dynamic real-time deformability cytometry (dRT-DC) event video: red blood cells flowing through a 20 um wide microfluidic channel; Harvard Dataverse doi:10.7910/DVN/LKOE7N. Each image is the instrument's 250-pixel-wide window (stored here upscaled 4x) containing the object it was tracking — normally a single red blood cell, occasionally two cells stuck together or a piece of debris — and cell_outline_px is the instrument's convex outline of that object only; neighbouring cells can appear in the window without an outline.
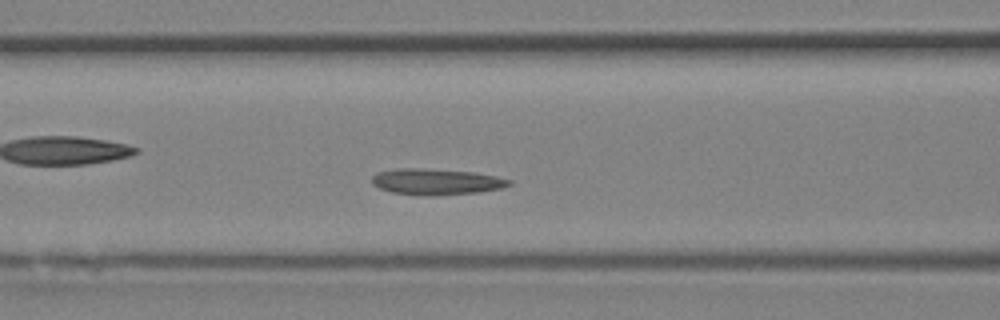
{"species": "Egyptian fruit bat (a non-hibernating species)", "species_latin": "Rousettus aegyptiacus", "temperature_condition": "room temperature", "stored_images_in_passage": 30, "camera_frame_rate_fps": 3000, "um_per_image_px": 0.085, "animal": {"sex": "female"}, "frame": {"image": 1, "passage_image": 9, "time_ms": 2.667, "image_size_px": [1000, 320], "cell_outline_px": [[512, 184], [500, 188], [476, 192], [432, 196], [428, 196], [392, 192], [380, 188], [372, 184], [372, 176], [376, 172], [396, 168], [412, 168], [476, 172], [496, 176], [512, 180]], "centroid_in_image_um": [37.06, 15.44], "position_along_channel_um": 129.5, "area_um2": 20.75}}
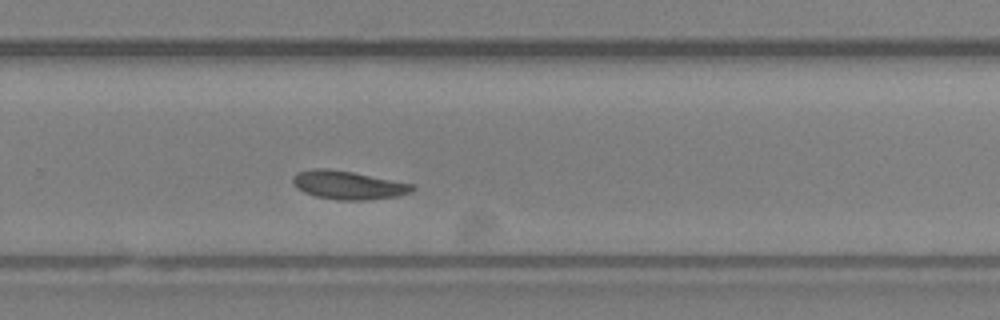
{"frame": {"image": 2, "passage_image": 18, "time_ms": 5.667, "image_size_px": [1000, 320], "cell_outline_px": [[416, 188], [412, 192], [396, 196], [364, 200], [340, 200], [316, 196], [304, 192], [296, 188], [292, 184], [292, 176], [296, 172], [312, 168], [324, 168], [352, 172], [416, 184]], "centroid_in_image_um": [29.58, 15.72], "position_along_channel_um": 300.2, "area_um2": 19.94}}